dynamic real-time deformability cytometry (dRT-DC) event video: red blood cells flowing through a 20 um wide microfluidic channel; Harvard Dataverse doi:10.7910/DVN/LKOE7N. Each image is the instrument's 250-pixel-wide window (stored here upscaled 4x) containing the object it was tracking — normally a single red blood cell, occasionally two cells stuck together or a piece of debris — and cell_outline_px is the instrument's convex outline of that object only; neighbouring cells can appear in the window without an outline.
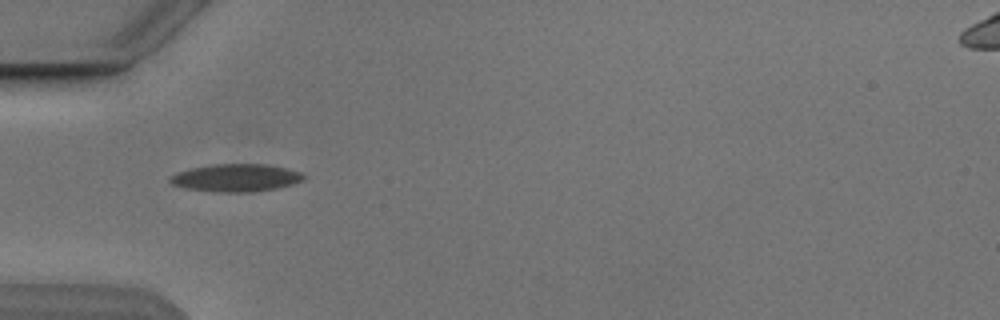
{"species": "Egyptian fruit bat (a non-hibernating species)", "species_latin": "Rousettus aegyptiacus", "temperature_condition": "cold", "stored_images_in_passage": 5, "camera_frame_rate_fps": 3000, "um_per_image_px": 0.085, "animal": {"sex": "male"}, "frame": {"image": 1, "passage_image": 2, "time_ms": 1.333, "image_size_px": [1000, 320], "cell_outline_px": [[304, 180], [292, 184], [276, 188], [252, 192], [212, 192], [188, 188], [172, 184], [168, 180], [172, 176], [180, 172], [192, 168], [212, 164], [268, 164], [288, 168], [304, 172]], "centroid_in_image_um": [20.13, 15.11], "position_along_channel_um": 64.9, "area_um2": 21.5}}
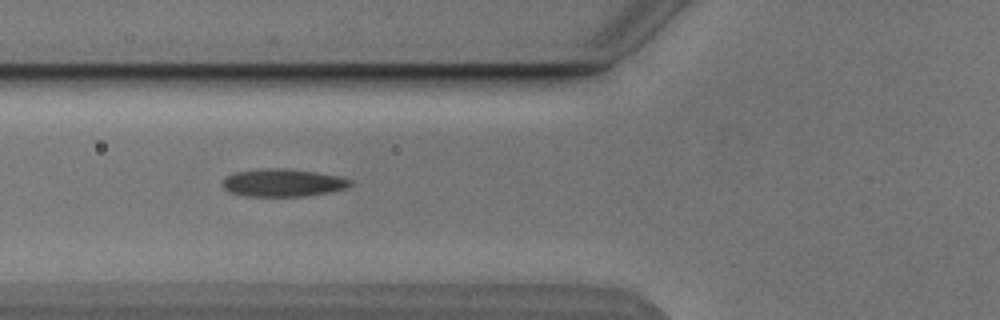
{"frame": {"image": 2, "passage_image": 3, "time_ms": 2.333, "image_size_px": [1000, 320], "cell_outline_px": [[352, 184], [348, 188], [328, 192], [304, 196], [248, 196], [228, 192], [224, 188], [224, 176], [236, 172], [268, 168], [280, 168], [316, 172], [340, 176], [352, 180]], "centroid_in_image_um": [24.07, 15.53], "position_along_channel_um": 101.7, "area_um2": 20.52}}
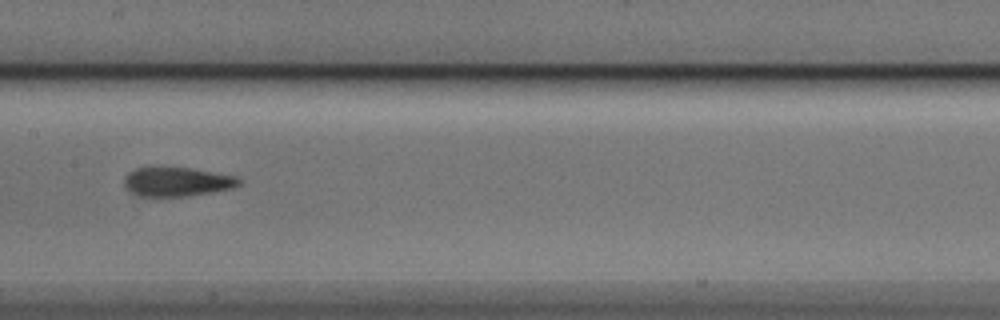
{"frame": {"image": 3, "passage_image": 5, "time_ms": 4.667, "image_size_px": [1000, 320], "cell_outline_px": [[244, 180], [240, 184], [232, 188], [212, 192], [188, 196], [140, 196], [132, 192], [124, 184], [124, 176], [128, 172], [136, 168], [188, 168], [236, 176]], "centroid_in_image_um": [15.07, 15.45], "position_along_channel_um": 192.3, "area_um2": 19.25}}